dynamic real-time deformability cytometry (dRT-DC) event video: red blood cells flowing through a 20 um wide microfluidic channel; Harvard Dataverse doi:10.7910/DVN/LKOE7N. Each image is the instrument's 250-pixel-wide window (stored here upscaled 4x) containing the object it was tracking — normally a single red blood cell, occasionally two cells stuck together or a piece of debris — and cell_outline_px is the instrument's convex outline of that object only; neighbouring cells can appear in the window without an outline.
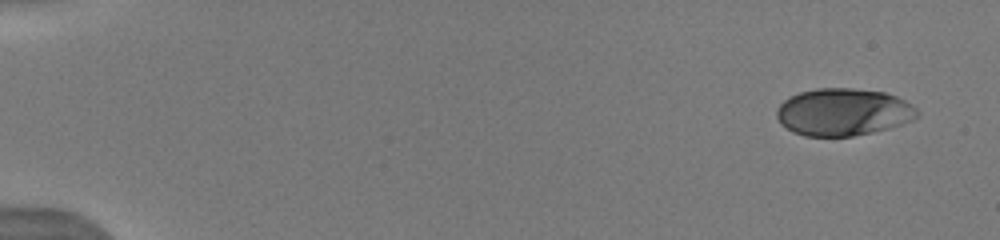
{"species": "human", "species_latin": "Homo sapiens", "temperature_condition": "warm", "stored_images_in_passage": 9, "camera_frame_rate_fps": 3000, "um_per_image_px": 0.085, "donor": {"sex": "male"}, "frame": {"image": 1, "passage_image": 1, "time_ms": 0.0, "image_size_px": [1000, 240], "cell_outline_px": [[920, 116], [912, 120], [888, 128], [872, 132], [852, 136], [804, 136], [792, 132], [780, 124], [776, 116], [776, 108], [784, 100], [800, 92], [816, 88], [852, 88], [884, 92], [896, 96], [912, 104], [920, 112]], "centroid_in_image_um": [71.66, 9.52], "position_along_channel_um": 13.3, "area_um2": 38.9}}
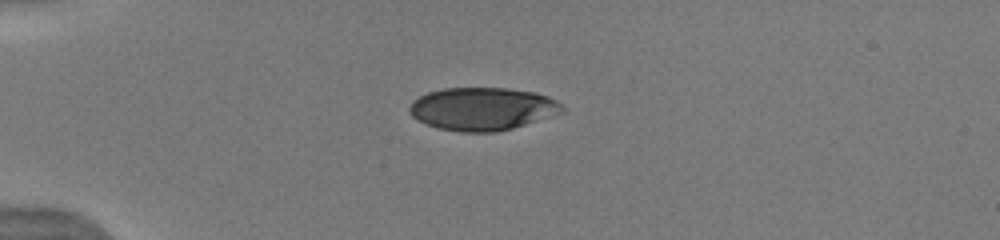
{"frame": {"image": 2, "passage_image": 4, "time_ms": 3.667, "image_size_px": [1000, 240], "cell_outline_px": [[564, 112], [512, 128], [496, 132], [460, 132], [436, 128], [412, 116], [408, 112], [408, 108], [412, 100], [428, 92], [444, 88], [508, 88], [536, 92], [548, 96], [556, 100], [564, 108]], "centroid_in_image_um": [40.99, 9.25], "position_along_channel_um": 44.0, "area_um2": 38.21}}